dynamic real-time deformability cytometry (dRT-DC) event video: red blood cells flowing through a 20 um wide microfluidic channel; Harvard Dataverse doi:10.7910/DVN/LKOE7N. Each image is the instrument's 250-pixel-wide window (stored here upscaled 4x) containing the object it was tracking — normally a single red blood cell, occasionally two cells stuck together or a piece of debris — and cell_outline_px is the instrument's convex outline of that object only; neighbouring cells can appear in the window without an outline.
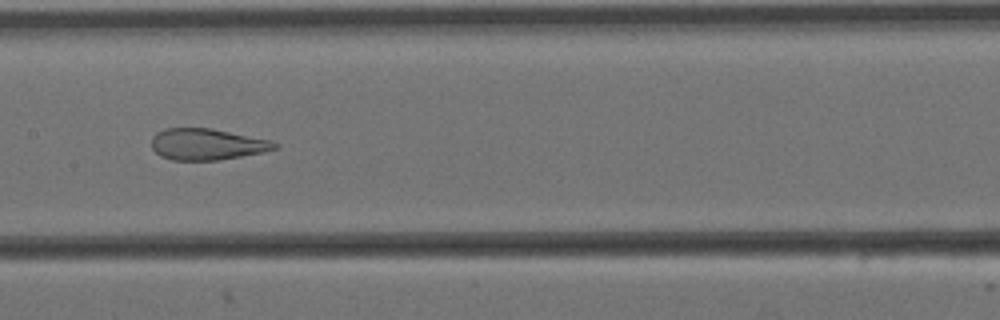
{"species": "Egyptian fruit bat (a non-hibernating species)", "species_latin": "Rousettus aegyptiacus", "temperature_condition": "cold", "stored_images_in_passage": 9, "camera_frame_rate_fps": 3000, "um_per_image_px": 0.085, "animal": {"sex": "female"}, "frame": {"image": 1, "passage_image": 8, "time_ms": 2.333, "image_size_px": [1000, 320], "cell_outline_px": [[280, 148], [264, 152], [216, 160], [172, 160], [160, 156], [152, 148], [152, 136], [156, 132], [164, 128], [212, 128], [272, 140], [280, 144]], "centroid_in_image_um": [17.62, 12.25], "position_along_channel_um": 189.8, "area_um2": 22.72}}
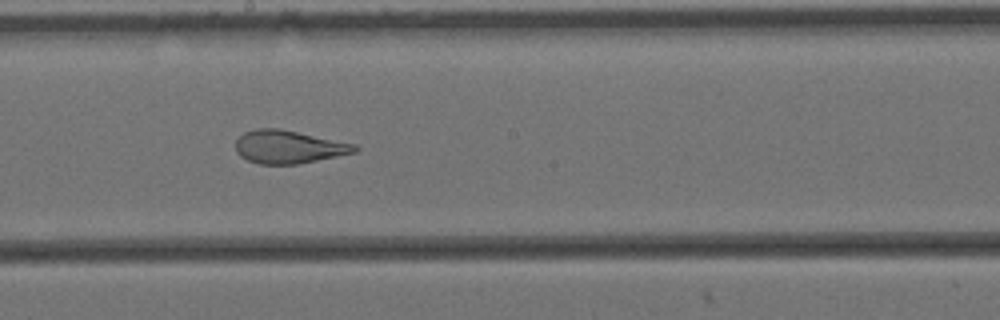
{"frame": {"image": 2, "passage_image": 9, "time_ms": 2.667, "image_size_px": [1000, 320], "cell_outline_px": [[360, 148], [356, 152], [296, 164], [260, 164], [248, 160], [240, 156], [236, 152], [236, 140], [244, 132], [256, 128], [280, 128], [356, 144]], "centroid_in_image_um": [24.52, 12.47], "position_along_channel_um": 223.7, "area_um2": 22.89}}